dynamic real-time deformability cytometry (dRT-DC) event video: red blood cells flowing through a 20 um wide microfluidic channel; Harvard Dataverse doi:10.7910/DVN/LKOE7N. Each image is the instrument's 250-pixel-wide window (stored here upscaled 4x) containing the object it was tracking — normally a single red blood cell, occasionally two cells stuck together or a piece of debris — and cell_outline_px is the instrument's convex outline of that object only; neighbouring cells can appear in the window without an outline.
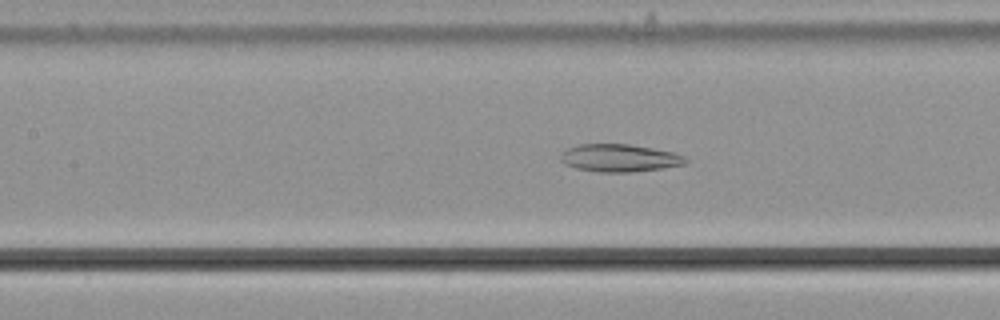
{"species": "common noctule bat (a hibernating species)", "species_latin": "Nyctalus noctula", "temperature_condition": "cold", "stored_images_in_passage": 57, "camera_frame_rate_fps": 3000, "um_per_image_px": 0.085, "animal": {"sex": "male", "body_mass_g": 21.5, "forearm_length_mm": 52.0}, "frame": {"image": 1, "passage_image": 26, "time_ms": 8.333, "image_size_px": [1000, 320], "cell_outline_px": [[688, 160], [684, 164], [664, 168], [632, 172], [596, 172], [576, 168], [564, 164], [560, 160], [560, 152], [568, 148], [580, 144], [628, 144], [676, 152], [684, 156]], "centroid_in_image_um": [52.64, 13.43], "position_along_channel_um": 154.8, "area_um2": 20.29}}
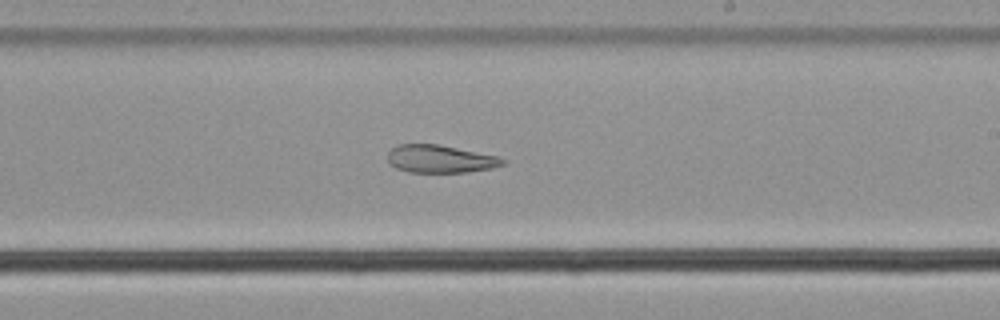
{"frame": {"image": 2, "passage_image": 34, "time_ms": 11.0, "image_size_px": [1000, 320], "cell_outline_px": [[508, 160], [504, 164], [492, 168], [468, 172], [408, 172], [396, 168], [388, 164], [388, 152], [396, 144], [436, 144], [496, 156]], "centroid_in_image_um": [37.38, 13.51], "position_along_channel_um": 251.6, "area_um2": 18.55}}
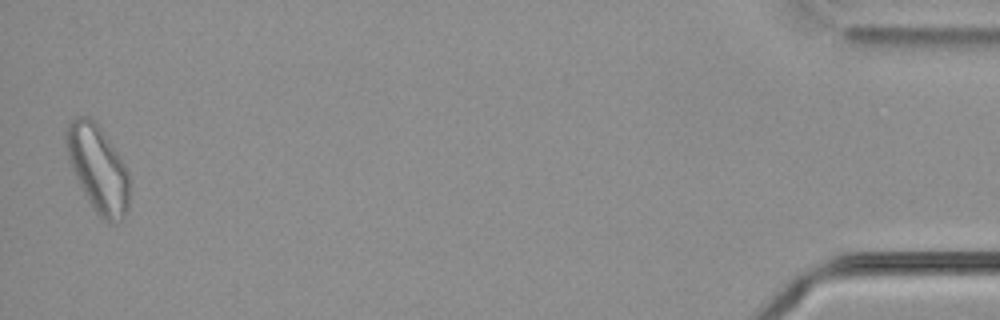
{"frame": {"image": 3, "passage_image": 56, "time_ms": 18.333, "image_size_px": [1000, 320], "cell_outline_px": [[128, 208], [124, 216], [120, 220], [112, 224], [108, 224], [96, 212], [88, 200], [72, 168], [68, 156], [64, 136], [64, 132], [68, 124], [76, 116], [88, 116], [100, 128], [124, 164], [128, 172]], "centroid_in_image_um": [8.31, 14.34], "position_along_channel_um": 426.9, "area_um2": 31.27}}